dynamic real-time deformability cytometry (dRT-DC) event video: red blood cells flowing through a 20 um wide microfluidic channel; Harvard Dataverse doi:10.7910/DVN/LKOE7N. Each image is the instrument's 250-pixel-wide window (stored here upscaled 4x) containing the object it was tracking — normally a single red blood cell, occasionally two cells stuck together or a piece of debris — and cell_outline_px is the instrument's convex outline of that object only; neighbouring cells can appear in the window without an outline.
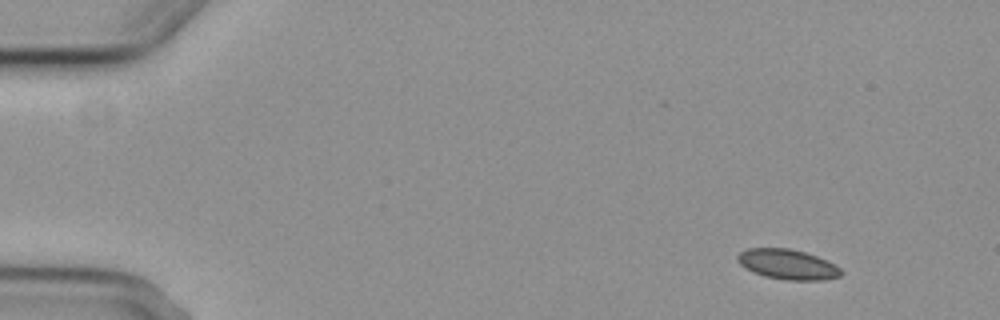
{"species": "common noctule bat (a hibernating species)", "species_latin": "Nyctalus noctula", "temperature_condition": "cold", "stored_images_in_passage": 5, "camera_frame_rate_fps": 3000, "um_per_image_px": 0.085, "animal": {"sex": "female", "body_mass_g": 29.2, "forearm_length_mm": 56.3}, "frame": {"image": 1, "passage_image": 1, "time_ms": 0.0, "image_size_px": [1000, 320], "cell_outline_px": [[844, 272], [840, 276], [824, 280], [788, 280], [764, 276], [740, 264], [736, 260], [736, 256], [740, 252], [748, 248], [788, 248], [804, 252], [828, 260], [836, 264]], "centroid_in_image_um": [66.99, 22.46], "position_along_channel_um": 18.0, "area_um2": 18.09}}
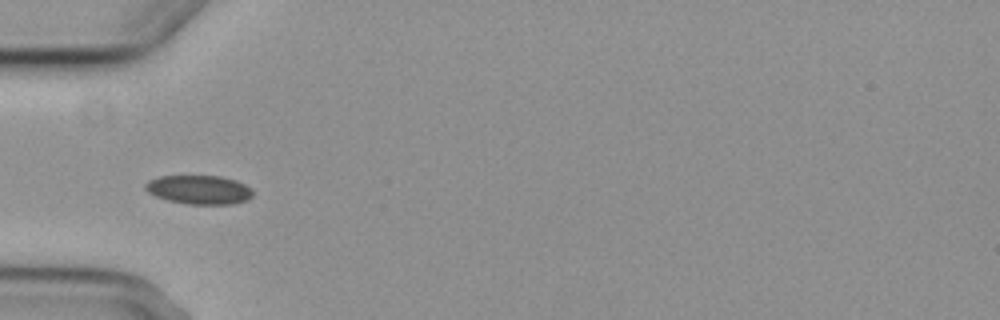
{"frame": {"image": 2, "passage_image": 4, "time_ms": 4.333, "image_size_px": [1000, 320], "cell_outline_px": [[252, 196], [248, 200], [232, 204], [188, 204], [168, 200], [156, 196], [148, 192], [144, 188], [144, 184], [148, 180], [160, 176], [220, 176], [236, 180], [252, 188]], "centroid_in_image_um": [16.92, 16.12], "position_along_channel_um": 68.1, "area_um2": 18.15}}
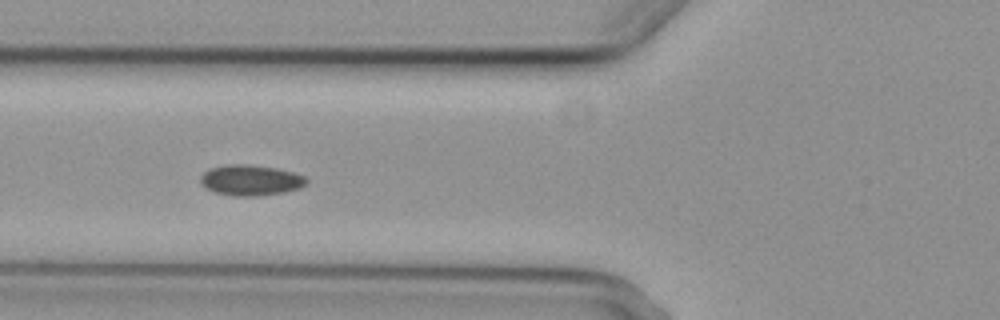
{"frame": {"image": 3, "passage_image": 5, "time_ms": 5.333, "image_size_px": [1000, 320], "cell_outline_px": [[308, 184], [300, 188], [284, 192], [256, 196], [232, 196], [216, 192], [200, 184], [200, 176], [208, 168], [228, 164], [248, 164], [276, 168], [292, 172], [304, 176], [308, 180]], "centroid_in_image_um": [21.3, 15.31], "position_along_channel_um": 104.5, "area_um2": 19.02}}